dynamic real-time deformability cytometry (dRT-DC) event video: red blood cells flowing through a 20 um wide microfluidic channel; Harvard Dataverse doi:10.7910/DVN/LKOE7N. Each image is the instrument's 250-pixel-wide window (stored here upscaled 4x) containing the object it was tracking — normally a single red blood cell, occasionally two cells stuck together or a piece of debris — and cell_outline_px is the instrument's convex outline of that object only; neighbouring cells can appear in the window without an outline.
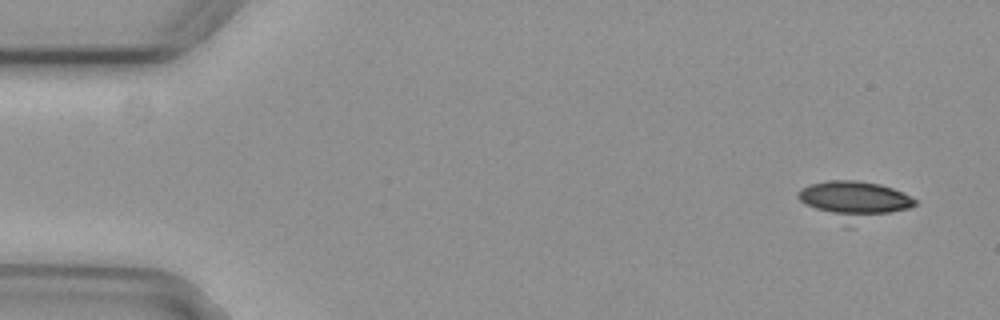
{"species": "common noctule bat (a hibernating species)", "species_latin": "Nyctalus noctula", "temperature_condition": "cold", "stored_images_in_passage": 4, "segment_of_instrument_passage": [2, 2], "camera_frame_rate_fps": 3000, "um_per_image_px": 0.085, "animal": {"sex": "female", "body_mass_g": 29.2, "forearm_length_mm": 56.3}, "frame": {"image": 1, "passage_image": 4, "time_ms": 1.0, "image_size_px": [1000, 320], "cell_outline_px": [[920, 200], [912, 208], [852, 228], [844, 228], [804, 204], [796, 196], [796, 192], [800, 188], [808, 184], [828, 180], [856, 180], [880, 184], [892, 188]], "centroid_in_image_um": [72.6, 17.1], "position_along_channel_um": 12.4, "area_um2": 27.57}}